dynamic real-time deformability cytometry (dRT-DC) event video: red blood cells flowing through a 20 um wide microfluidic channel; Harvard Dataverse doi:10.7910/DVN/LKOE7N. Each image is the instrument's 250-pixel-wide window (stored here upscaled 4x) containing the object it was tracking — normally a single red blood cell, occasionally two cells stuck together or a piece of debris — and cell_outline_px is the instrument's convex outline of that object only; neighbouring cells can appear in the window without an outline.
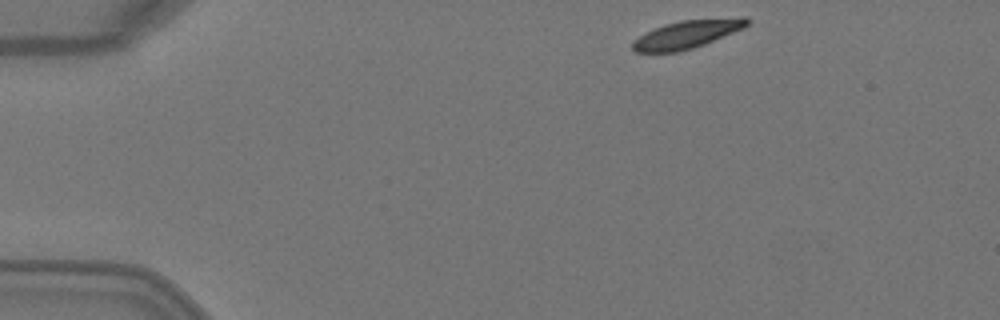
{"species": "Egyptian fruit bat (a non-hibernating species)", "species_latin": "Rousettus aegyptiacus", "temperature_condition": "warm", "stored_images_in_passage": 3, "camera_frame_rate_fps": 3000, "um_per_image_px": 0.085, "animal": {"sex": "female"}, "frame": {"image": 1, "passage_image": 1, "time_ms": 0.0, "image_size_px": [1000, 320], "cell_outline_px": [[752, 20], [744, 28], [704, 44], [692, 48], [676, 52], [636, 52], [632, 48], [632, 44], [640, 36], [664, 24], [680, 20], [740, 16], [748, 16]], "centroid_in_image_um": [58.5, 2.88], "position_along_channel_um": 26.5, "area_um2": 18.73}}